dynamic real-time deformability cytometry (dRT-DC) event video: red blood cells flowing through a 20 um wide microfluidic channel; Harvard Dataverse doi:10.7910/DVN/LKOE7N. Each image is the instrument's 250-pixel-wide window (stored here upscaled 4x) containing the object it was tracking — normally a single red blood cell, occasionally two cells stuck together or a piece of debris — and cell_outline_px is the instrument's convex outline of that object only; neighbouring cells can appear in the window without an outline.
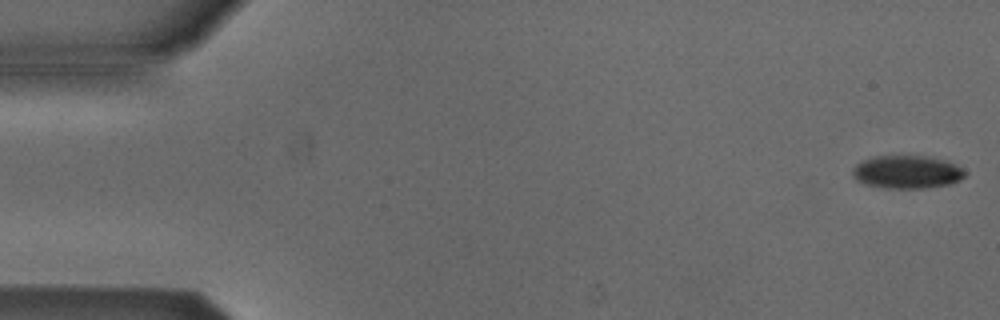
{"species": "Egyptian fruit bat (a non-hibernating species)", "species_latin": "Rousettus aegyptiacus", "temperature_condition": "cold", "stored_images_in_passage": 6, "camera_frame_rate_fps": 3000, "um_per_image_px": 0.085, "animal": {"sex": "male"}, "frame": {"image": 1, "passage_image": 1, "time_ms": 0.0, "image_size_px": [1000, 320], "cell_outline_px": [[964, 176], [960, 180], [948, 184], [924, 188], [884, 188], [864, 184], [856, 180], [852, 172], [852, 168], [856, 164], [864, 160], [876, 156], [928, 156], [948, 160], [956, 164], [964, 172]], "centroid_in_image_um": [77.08, 14.61], "position_along_channel_um": 7.9, "area_um2": 21.62}}
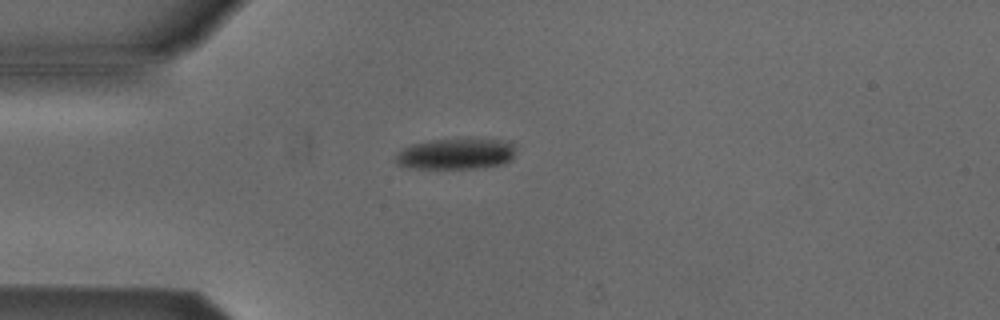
{"frame": {"image": 2, "passage_image": 6, "time_ms": 6.667, "image_size_px": [1000, 320], "cell_outline_px": [[512, 160], [504, 164], [484, 168], [400, 168], [396, 164], [396, 156], [404, 148], [412, 144], [436, 140], [512, 140]], "centroid_in_image_um": [38.74, 13.11], "position_along_channel_um": 46.3, "area_um2": 21.39}}